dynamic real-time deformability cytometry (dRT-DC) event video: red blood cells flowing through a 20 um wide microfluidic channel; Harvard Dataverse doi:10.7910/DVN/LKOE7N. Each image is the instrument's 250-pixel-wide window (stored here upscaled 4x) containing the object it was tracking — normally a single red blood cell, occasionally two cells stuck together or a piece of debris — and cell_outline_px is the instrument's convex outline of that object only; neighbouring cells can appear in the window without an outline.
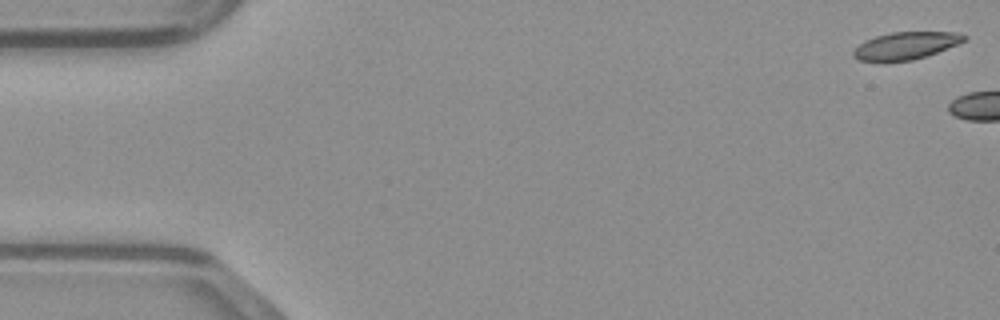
{"species": "common noctule bat (a hibernating species)", "species_latin": "Nyctalus noctula", "temperature_condition": "warm", "stored_images_in_passage": 5, "camera_frame_rate_fps": 3000, "um_per_image_px": 0.085, "animal": {"sex": "male", "body_mass_g": 23.1, "forearm_length_mm": 52.7}, "frame": {"image": 1, "passage_image": 1, "time_ms": 0.0, "image_size_px": [1000, 320], "cell_outline_px": [[968, 36], [964, 40], [956, 44], [936, 52], [912, 60], [884, 64], [880, 64], [856, 60], [852, 56], [852, 52], [864, 40], [876, 36], [892, 32], [960, 32]], "centroid_in_image_um": [76.88, 3.92], "position_along_channel_um": 8.1, "area_um2": 18.09}}